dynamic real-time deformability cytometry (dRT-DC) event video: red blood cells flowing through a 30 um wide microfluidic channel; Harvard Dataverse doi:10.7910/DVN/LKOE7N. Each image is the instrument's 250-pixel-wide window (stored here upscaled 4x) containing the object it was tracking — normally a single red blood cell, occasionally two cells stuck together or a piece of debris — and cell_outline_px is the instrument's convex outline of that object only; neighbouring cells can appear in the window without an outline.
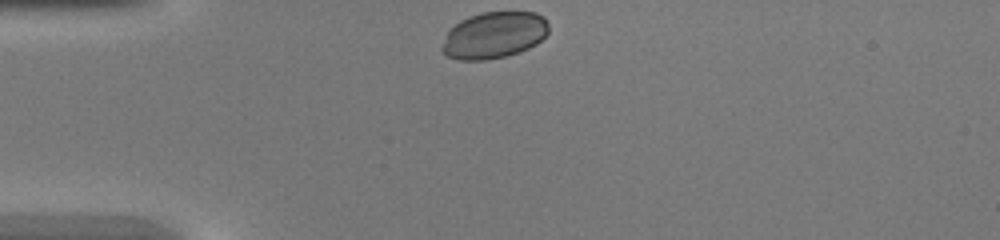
{"species": "common noctule bat (a hibernating species)", "species_latin": "Nyctalus noctula", "temperature_condition": "warm", "stored_images_in_passage": 27, "camera_frame_rate_fps": 3000, "um_per_image_px": 0.085, "animal": {"sex": "female", "body_mass_g": 20.0, "forearm_length_mm": 54.0}, "frame": {"image": 1, "passage_image": 1, "time_ms": 0.0, "image_size_px": [1000, 240], "cell_outline_px": [[548, 32], [536, 44], [520, 52], [508, 56], [488, 60], [460, 60], [448, 56], [440, 48], [448, 28], [460, 20], [468, 16], [480, 12], [536, 12], [544, 16], [548, 24]], "centroid_in_image_um": [41.97, 2.98], "position_along_channel_um": 43.0, "area_um2": 29.3}}
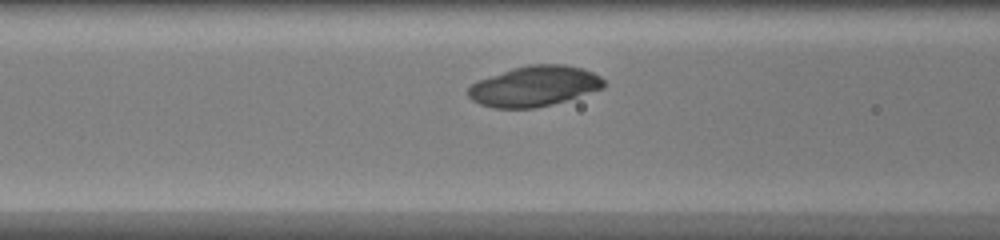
{"frame": {"image": 2, "passage_image": 8, "time_ms": 2.333, "image_size_px": [1000, 240], "cell_outline_px": [[608, 84], [604, 88], [552, 104], [536, 108], [492, 108], [480, 104], [472, 100], [468, 96], [468, 88], [476, 80], [512, 68], [528, 64], [564, 64], [584, 68], [600, 76]], "centroid_in_image_um": [45.41, 7.31], "position_along_channel_um": 121.2, "area_um2": 32.19}}
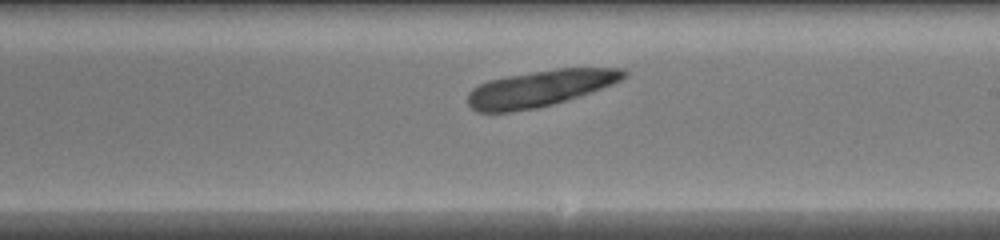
{"frame": {"image": 3, "passage_image": 16, "time_ms": 5.0, "image_size_px": [1000, 240], "cell_outline_px": [[628, 76], [612, 84], [552, 104], [536, 108], [512, 112], [476, 112], [468, 104], [468, 92], [472, 88], [488, 80], [508, 76], [556, 68], [624, 68], [628, 72]], "centroid_in_image_um": [45.88, 7.51], "position_along_channel_um": 243.1, "area_um2": 32.71}}